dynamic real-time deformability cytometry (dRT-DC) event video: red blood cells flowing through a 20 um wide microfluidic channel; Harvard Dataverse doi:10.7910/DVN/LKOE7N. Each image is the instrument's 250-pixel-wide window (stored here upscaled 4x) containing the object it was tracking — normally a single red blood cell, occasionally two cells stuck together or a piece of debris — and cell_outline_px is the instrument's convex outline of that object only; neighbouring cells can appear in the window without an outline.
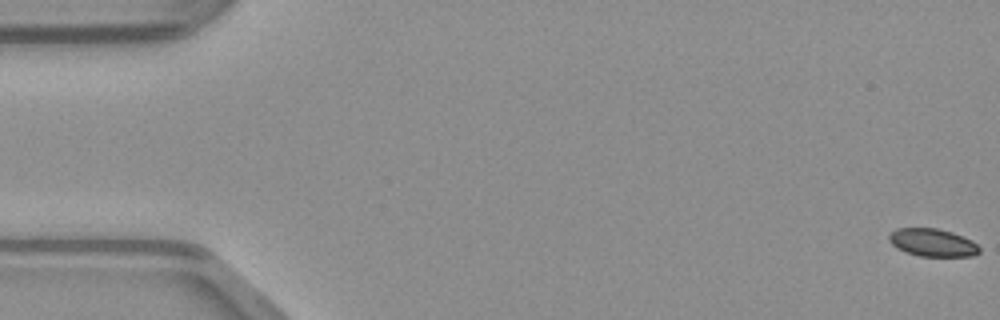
{"species": "common noctule bat (a hibernating species)", "species_latin": "Nyctalus noctula", "temperature_condition": "warm", "stored_images_in_passage": 51, "camera_frame_rate_fps": 3000, "um_per_image_px": 0.085, "animal": {"sex": "male", "body_mass_g": 23.1, "forearm_length_mm": 52.7}, "frame": {"image": 1, "passage_image": 1, "time_ms": 0.0, "image_size_px": [1000, 320], "cell_outline_px": [[980, 252], [972, 256], [920, 256], [896, 248], [888, 240], [888, 236], [896, 228], [936, 228], [952, 232], [972, 240], [980, 248]], "centroid_in_image_um": [79.27, 20.61], "position_along_channel_um": 5.7, "area_um2": 14.57}}
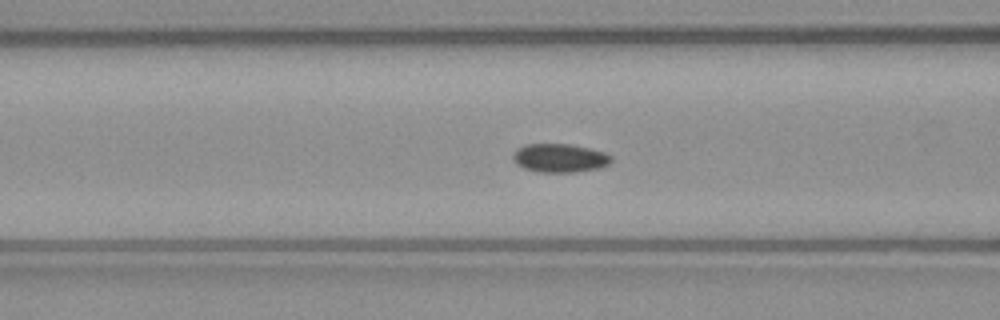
{"frame": {"image": 2, "passage_image": 20, "time_ms": 6.333, "image_size_px": [1000, 320], "cell_outline_px": [[612, 160], [608, 164], [600, 168], [576, 172], [540, 172], [524, 168], [516, 164], [512, 160], [512, 156], [516, 148], [524, 144], [572, 144], [592, 148], [604, 152], [612, 156]], "centroid_in_image_um": [47.57, 13.42], "position_along_channel_um": 119.0, "area_um2": 16.65}}
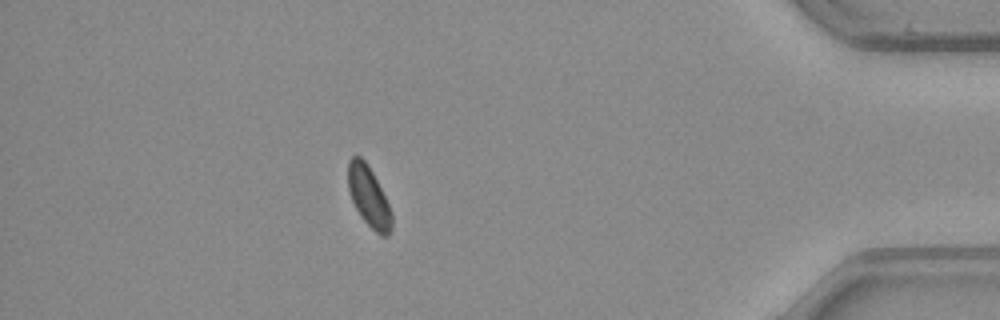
{"frame": {"image": 3, "passage_image": 44, "time_ms": 14.333, "image_size_px": [1000, 320], "cell_outline_px": [[392, 228], [388, 236], [380, 236], [360, 216], [352, 200], [348, 188], [348, 160], [352, 156], [360, 156], [368, 164], [392, 212]], "centroid_in_image_um": [31.34, 16.72], "position_along_channel_um": 403.9, "area_um2": 15.2}}